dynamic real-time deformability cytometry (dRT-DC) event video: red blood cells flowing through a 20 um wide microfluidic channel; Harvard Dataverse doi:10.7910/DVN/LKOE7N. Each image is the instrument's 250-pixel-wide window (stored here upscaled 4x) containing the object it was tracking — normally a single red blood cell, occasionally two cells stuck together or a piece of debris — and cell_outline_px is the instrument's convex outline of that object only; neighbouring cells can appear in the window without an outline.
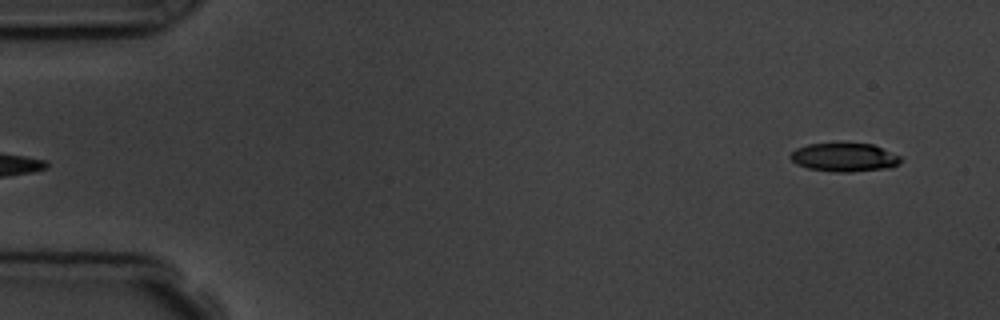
{"species": "common noctule bat (a hibernating species)", "species_latin": "Nyctalus noctula", "temperature_condition": "room temperature", "stored_images_in_passage": 4, "camera_frame_rate_fps": 3000, "um_per_image_px": 0.085, "animal": {"sex": "male", "body_mass_g": 19.5, "forearm_length_mm": 54.6}, "frame": {"image": 1, "passage_image": 4, "time_ms": 4.333, "image_size_px": [1000, 320], "cell_outline_px": [[900, 164], [892, 168], [848, 172], [832, 172], [808, 168], [796, 164], [788, 156], [796, 148], [808, 144], [872, 144], [900, 156]], "centroid_in_image_um": [71.76, 13.39], "position_along_channel_um": 13.2, "area_um2": 18.26}}